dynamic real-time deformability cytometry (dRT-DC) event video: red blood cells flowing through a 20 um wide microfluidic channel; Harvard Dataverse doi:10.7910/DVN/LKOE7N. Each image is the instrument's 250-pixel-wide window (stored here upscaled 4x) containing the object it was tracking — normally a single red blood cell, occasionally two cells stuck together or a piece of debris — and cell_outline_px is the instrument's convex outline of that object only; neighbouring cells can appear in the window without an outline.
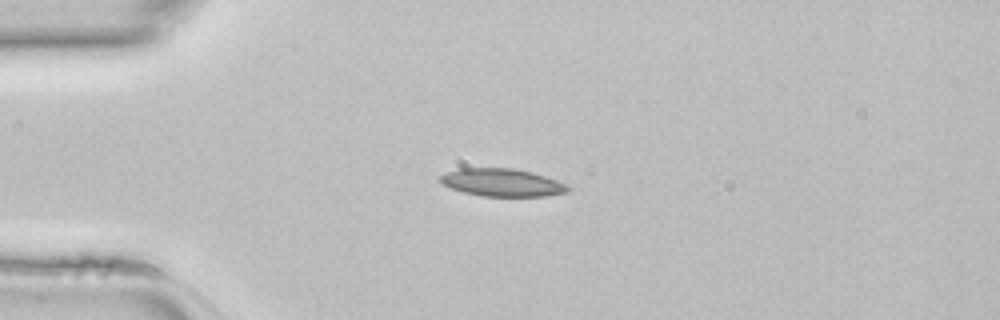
{"species": "common noctule bat (a hibernating species)", "species_latin": "Nyctalus noctula", "temperature_condition": "room temperature", "stored_images_in_passage": 35, "camera_frame_rate_fps": 3000, "um_per_image_px": 0.085, "animal": {"sex": "female", "body_mass_g": 22.7, "forearm_length_mm": 54.2}, "frame": {"image": 1, "passage_image": 1, "time_ms": 0.0, "image_size_px": [1000, 320], "cell_outline_px": [[572, 188], [568, 192], [544, 196], [480, 196], [464, 192], [452, 188], [444, 184], [440, 180], [440, 176], [448, 172], [460, 168], [512, 168], [532, 172], [556, 180]], "centroid_in_image_um": [42.7, 15.52], "position_along_channel_um": 42.3, "area_um2": 20.4}}
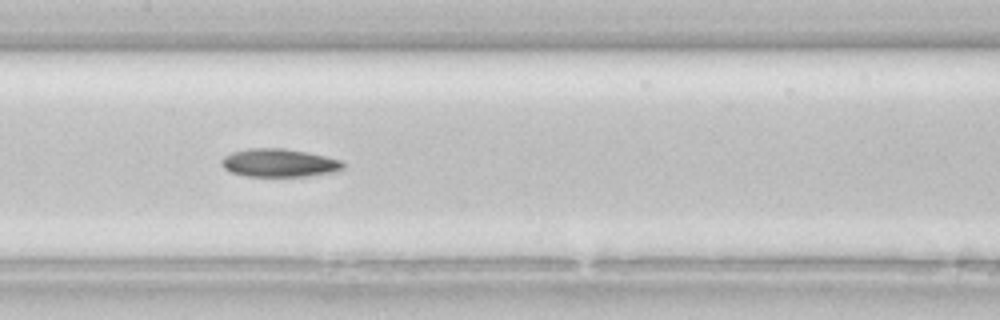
{"frame": {"image": 2, "passage_image": 12, "time_ms": 3.667, "image_size_px": [1000, 320], "cell_outline_px": [[344, 168], [336, 172], [308, 176], [244, 176], [232, 172], [224, 168], [220, 164], [220, 160], [224, 156], [232, 152], [248, 148], [280, 148], [304, 152], [324, 156], [340, 160], [344, 164]], "centroid_in_image_um": [23.7, 13.85], "position_along_channel_um": 183.7, "area_um2": 19.88}}
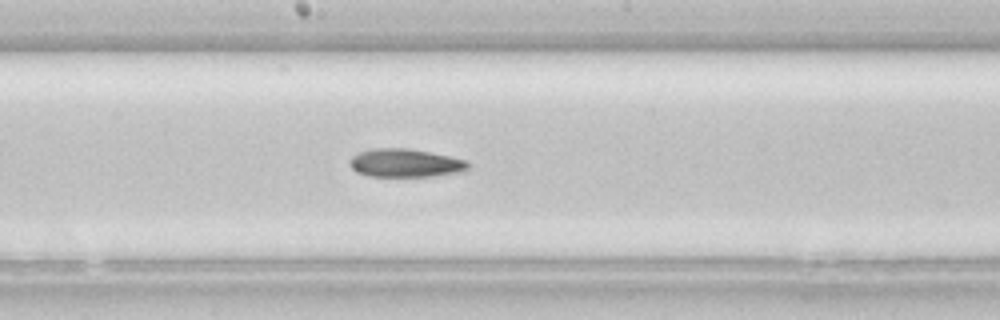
{"frame": {"image": 3, "passage_image": 14, "time_ms": 4.333, "image_size_px": [1000, 320], "cell_outline_px": [[468, 168], [460, 172], [432, 176], [368, 176], [356, 172], [348, 164], [348, 160], [352, 156], [360, 152], [372, 148], [408, 148], [468, 160]], "centroid_in_image_um": [34.4, 13.85], "position_along_channel_um": 213.8, "area_um2": 19.48}}